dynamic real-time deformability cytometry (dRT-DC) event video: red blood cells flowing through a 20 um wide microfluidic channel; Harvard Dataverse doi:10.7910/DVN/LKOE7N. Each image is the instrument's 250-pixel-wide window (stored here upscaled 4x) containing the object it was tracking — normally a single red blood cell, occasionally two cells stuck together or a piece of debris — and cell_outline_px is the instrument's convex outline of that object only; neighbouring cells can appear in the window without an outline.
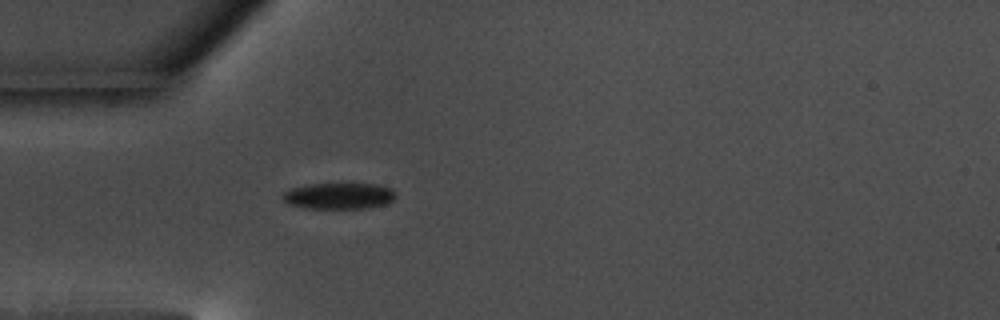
{"species": "common noctule bat (a hibernating species)", "species_latin": "Nyctalus noctula", "temperature_condition": "warm", "stored_images_in_passage": 42, "camera_frame_rate_fps": 3000, "um_per_image_px": 0.085, "animal": {"sex": "male", "body_mass_g": 17.5, "forearm_length_mm": 52.3}, "frame": {"image": 1, "passage_image": 1, "time_ms": 0.0, "image_size_px": [1000, 320], "cell_outline_px": [[396, 196], [388, 204], [364, 208], [304, 208], [288, 204], [280, 196], [284, 192], [292, 188], [312, 184], [376, 184], [392, 188], [396, 192]], "centroid_in_image_um": [28.83, 16.65], "position_along_channel_um": 56.2, "area_um2": 17.28}}
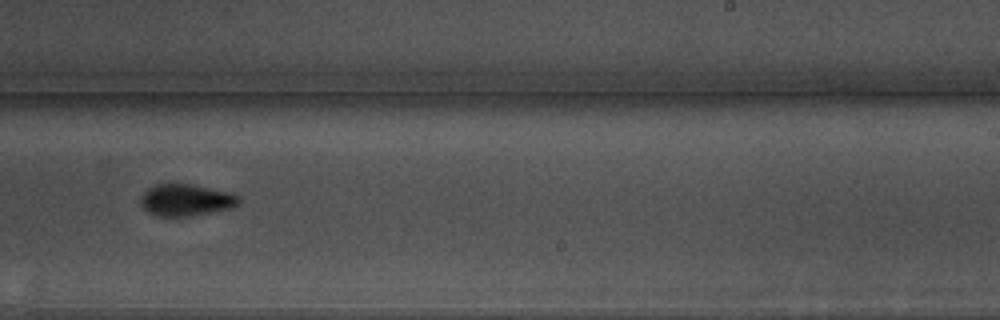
{"frame": {"image": 2, "passage_image": 20, "time_ms": 6.333, "image_size_px": [1000, 320], "cell_outline_px": [[240, 200], [232, 208], [192, 216], [156, 216], [148, 212], [144, 208], [140, 200], [144, 192], [148, 188], [156, 184], [188, 184], [224, 192], [236, 196]], "centroid_in_image_um": [15.74, 17.02], "position_along_channel_um": 273.3, "area_um2": 17.69}}
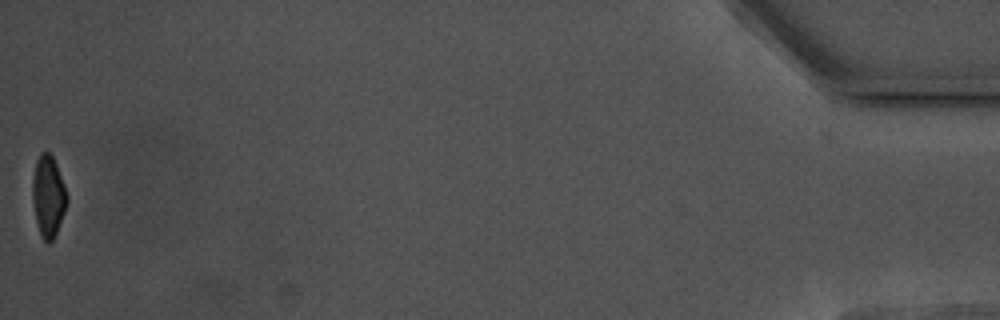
{"frame": {"image": 3, "passage_image": 42, "time_ms": 13.667, "image_size_px": [1000, 320], "cell_outline_px": [[68, 200], [64, 212], [56, 232], [52, 240], [48, 244], [40, 236], [36, 220], [32, 200], [32, 180], [36, 160], [40, 152], [48, 152], [52, 156], [56, 164], [64, 184], [68, 196]], "centroid_in_image_um": [4.09, 16.67], "position_along_channel_um": 431.1, "area_um2": 16.3}, "authors_computed_cell_mechanics": {"area_um2": 17.9469, "velocity_mm_per_s": 3.5178, "shape_relaxation_time_tau1_ms": 3.074, "shape_relaxation_time_tau2_ms": 2.8414, "deformation_change_tau1": 0.1245, "deformation_change_tau2": 0.0759}}